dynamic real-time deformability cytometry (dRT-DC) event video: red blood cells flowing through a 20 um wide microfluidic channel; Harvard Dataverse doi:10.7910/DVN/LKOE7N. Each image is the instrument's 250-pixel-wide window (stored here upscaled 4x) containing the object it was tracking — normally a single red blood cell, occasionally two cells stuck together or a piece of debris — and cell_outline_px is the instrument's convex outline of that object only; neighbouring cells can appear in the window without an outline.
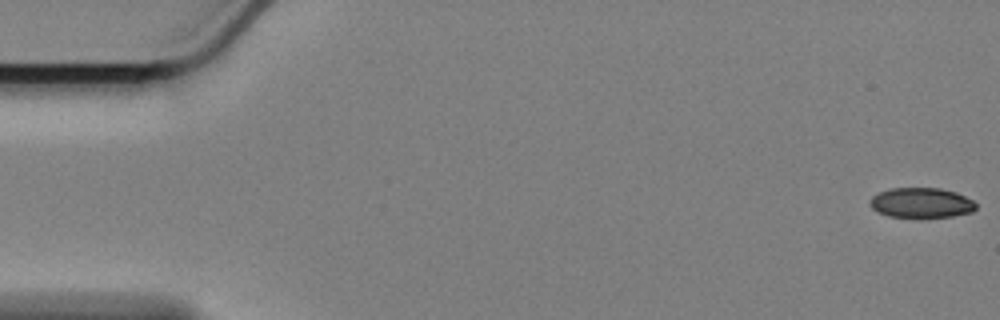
{"species": "Egyptian fruit bat (a non-hibernating species)", "species_latin": "Rousettus aegyptiacus", "temperature_condition": "cold", "stored_images_in_passage": 19, "camera_frame_rate_fps": 3000, "um_per_image_px": 0.085, "animal": {"sex": "female"}, "frame": {"image": 1, "passage_image": 1, "time_ms": 0.0, "image_size_px": [1000, 320], "cell_outline_px": [[976, 208], [972, 212], [952, 216], [920, 220], [888, 216], [872, 208], [868, 204], [872, 196], [880, 192], [892, 188], [940, 188], [956, 192], [972, 200], [976, 204]], "centroid_in_image_um": [78.3, 17.28], "position_along_channel_um": 6.7, "area_um2": 19.13}}
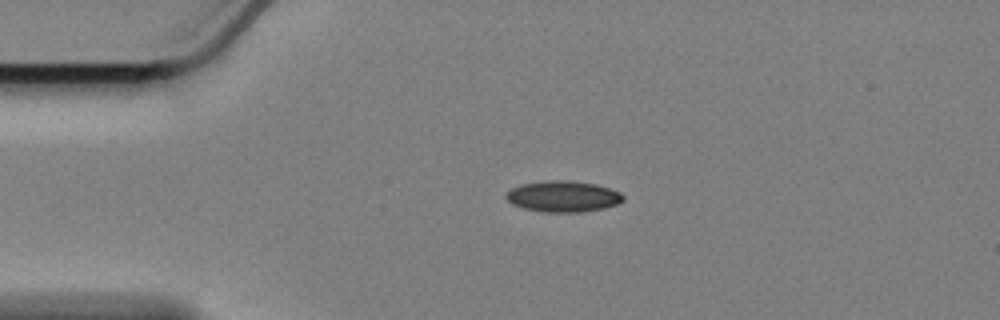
{"frame": {"image": 2, "passage_image": 13, "time_ms": 4.0, "image_size_px": [1000, 320], "cell_outline_px": [[624, 200], [616, 204], [604, 208], [580, 212], [548, 212], [524, 208], [512, 204], [504, 196], [512, 188], [520, 184], [548, 180], [568, 180], [596, 184], [612, 188], [620, 192], [624, 196]], "centroid_in_image_um": [47.88, 16.68], "position_along_channel_um": 37.1, "area_um2": 21.21}}
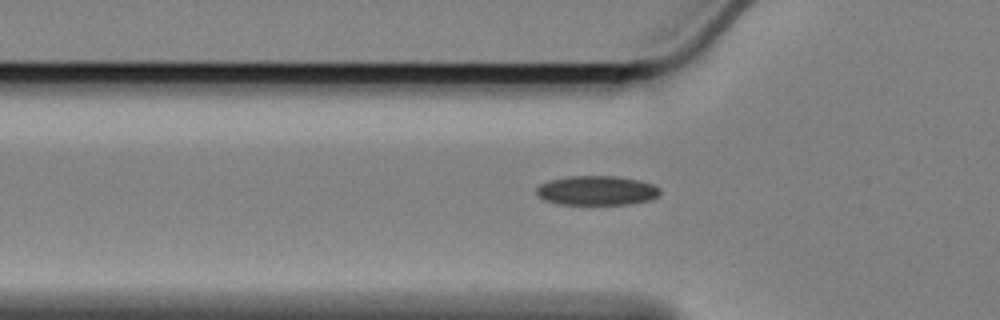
{"frame": {"image": 3, "passage_image": 19, "time_ms": 6.0, "image_size_px": [1000, 320], "cell_outline_px": [[660, 192], [656, 196], [648, 200], [632, 204], [556, 204], [544, 200], [536, 196], [536, 188], [540, 184], [548, 180], [568, 176], [616, 176], [640, 180], [652, 184], [660, 188]], "centroid_in_image_um": [50.67, 16.19], "position_along_channel_um": 75.1, "area_um2": 21.33}}